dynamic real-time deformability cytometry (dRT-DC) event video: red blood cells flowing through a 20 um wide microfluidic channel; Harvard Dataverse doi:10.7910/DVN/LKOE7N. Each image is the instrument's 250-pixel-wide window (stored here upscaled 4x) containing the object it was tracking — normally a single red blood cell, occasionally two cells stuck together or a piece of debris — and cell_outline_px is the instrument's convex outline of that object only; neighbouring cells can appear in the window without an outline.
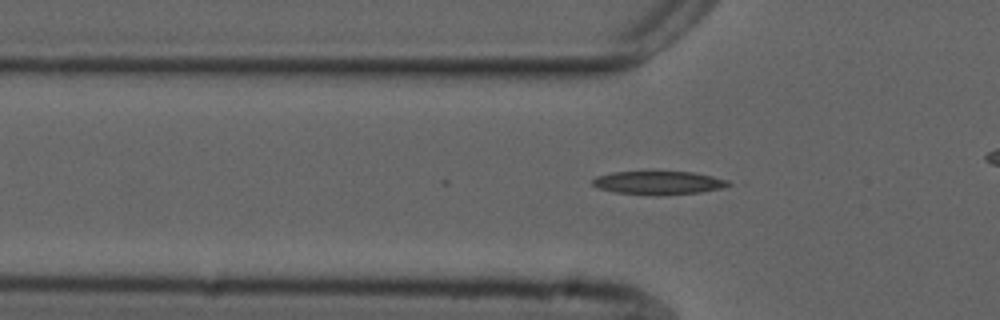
{"species": "common noctule bat (a hibernating species)", "species_latin": "Nyctalus noctula", "temperature_condition": "cold", "stored_images_in_passage": 13, "camera_frame_rate_fps": 3000, "um_per_image_px": 0.085, "animal": {"sex": "male", "forearm_length_mm": 52.5}, "frame": {"image": 1, "passage_image": 10, "time_ms": 3.0, "image_size_px": [1000, 320], "cell_outline_px": [[732, 184], [720, 188], [700, 192], [660, 196], [656, 196], [616, 192], [600, 188], [592, 184], [592, 180], [596, 176], [612, 172], [692, 172], [712, 176], [728, 180]], "centroid_in_image_um": [55.97, 15.54], "position_along_channel_um": 69.8, "area_um2": 18.44}}
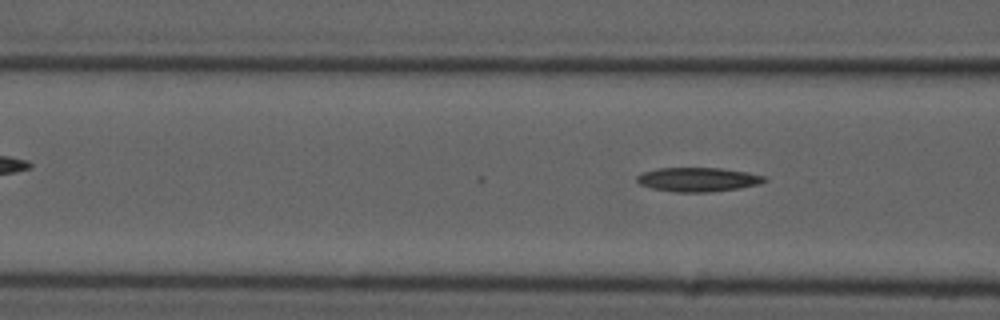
{"frame": {"image": 2, "passage_image": 13, "time_ms": 4.0, "image_size_px": [1000, 320], "cell_outline_px": [[768, 180], [760, 184], [740, 188], [708, 192], [676, 192], [652, 188], [640, 184], [636, 180], [636, 176], [640, 172], [656, 168], [720, 168], [748, 172], [764, 176]], "centroid_in_image_um": [59.31, 15.25], "position_along_channel_um": 107.3, "area_um2": 18.03}}